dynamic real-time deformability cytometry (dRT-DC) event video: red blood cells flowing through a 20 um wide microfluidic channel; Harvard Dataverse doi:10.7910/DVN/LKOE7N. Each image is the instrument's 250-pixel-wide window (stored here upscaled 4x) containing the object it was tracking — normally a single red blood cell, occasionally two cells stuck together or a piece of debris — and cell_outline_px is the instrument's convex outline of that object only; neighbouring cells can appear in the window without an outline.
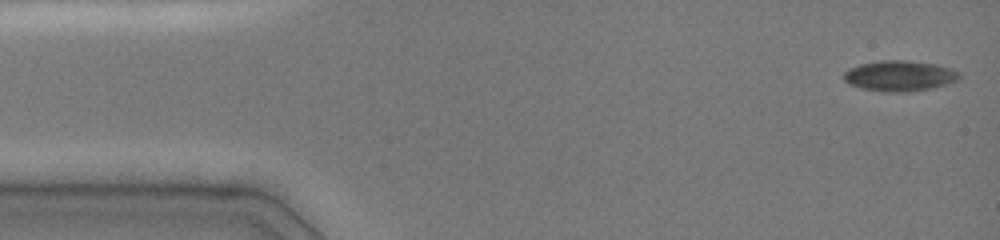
{"species": "common noctule bat (a hibernating species)", "species_latin": "Nyctalus noctula", "temperature_condition": "cold", "stored_images_in_passage": 47, "camera_frame_rate_fps": 3000, "um_per_image_px": 0.085, "animal": {"sex": "female", "body_mass_g": 19.0, "forearm_length_mm": 51.5}, "frame": {"image": 1, "passage_image": 1, "time_ms": 0.0, "image_size_px": [1000, 240], "cell_outline_px": [[960, 76], [956, 80], [932, 88], [908, 92], [884, 92], [860, 88], [848, 84], [844, 80], [844, 72], [848, 68], [860, 64], [880, 60], [908, 60], [936, 64], [960, 72]], "centroid_in_image_um": [76.41, 6.45], "position_along_channel_um": 8.6, "area_um2": 20.63}}
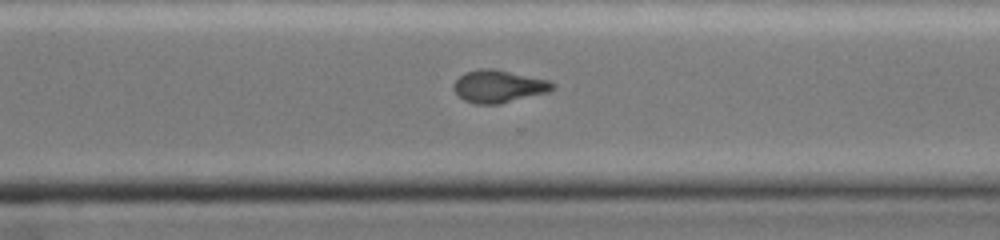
{"frame": {"image": 2, "passage_image": 33, "time_ms": 10.667, "image_size_px": [1000, 240], "cell_outline_px": [[556, 84], [548, 92], [500, 104], [476, 104], [464, 100], [452, 88], [452, 84], [464, 72], [480, 68], [492, 68], [548, 80]], "centroid_in_image_um": [42.35, 7.34], "position_along_channel_um": 328.2, "area_um2": 18.67}}
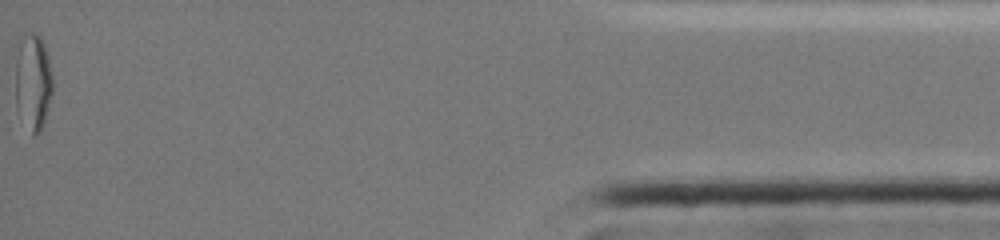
{"frame": {"image": 3, "passage_image": 47, "time_ms": 15.333, "image_size_px": [1000, 240], "cell_outline_px": [[52, 92], [44, 124], [40, 132], [36, 136], [32, 136], [16, 108], [16, 64], [20, 48], [36, 32], [40, 36], [44, 44], [52, 76]], "centroid_in_image_um": [2.84, 7.15], "position_along_channel_um": 432.4, "area_um2": 20.0}, "authors_computed_cell_mechanics": {"area_um2": 19.941, "velocity_mm_per_s": 4.0309, "shape_relaxation_time_tau1_ms": null, "shape_relaxation_time_tau2_ms": 3.5744, "deformation_change_tau1": null, "deformation_change_tau2": 0.0686}}